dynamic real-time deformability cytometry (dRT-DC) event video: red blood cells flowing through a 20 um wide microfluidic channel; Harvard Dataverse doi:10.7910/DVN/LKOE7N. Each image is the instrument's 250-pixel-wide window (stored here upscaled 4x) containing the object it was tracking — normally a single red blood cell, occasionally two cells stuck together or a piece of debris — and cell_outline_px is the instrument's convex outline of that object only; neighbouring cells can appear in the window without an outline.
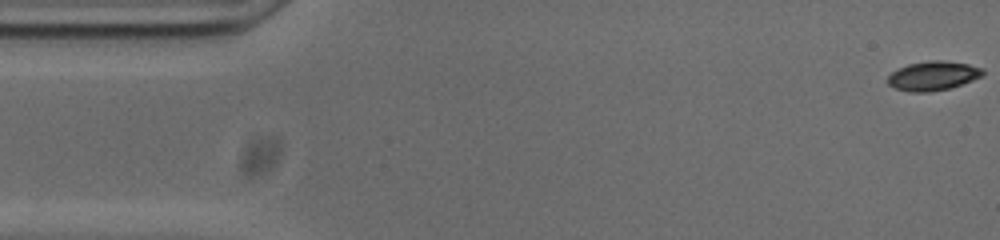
{"species": "common noctule bat (a hibernating species)", "species_latin": "Nyctalus noctula", "temperature_condition": "cold", "stored_images_in_passage": 14, "camera_frame_rate_fps": 3000, "um_per_image_px": 0.085, "animal": {"sex": "male", "body_mass_g": 20.0, "forearm_length_mm": 53.3}, "frame": {"image": 1, "passage_image": 1, "time_ms": 0.0, "image_size_px": [1000, 240], "cell_outline_px": [[984, 76], [948, 88], [928, 92], [908, 92], [896, 88], [888, 84], [888, 76], [892, 72], [908, 64], [928, 60], [940, 60], [968, 64], [984, 68]], "centroid_in_image_um": [79.32, 6.43], "position_along_channel_um": 5.7, "area_um2": 16.07}}